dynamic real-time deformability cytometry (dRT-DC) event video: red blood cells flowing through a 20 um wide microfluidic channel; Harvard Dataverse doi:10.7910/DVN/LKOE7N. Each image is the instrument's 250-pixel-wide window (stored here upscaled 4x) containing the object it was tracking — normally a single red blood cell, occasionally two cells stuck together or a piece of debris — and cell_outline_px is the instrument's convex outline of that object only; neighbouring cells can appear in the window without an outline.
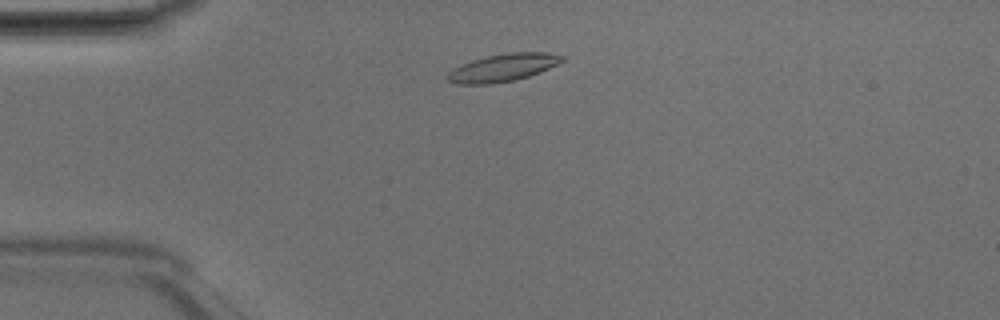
{"species": "Egyptian fruit bat (a non-hibernating species)", "species_latin": "Rousettus aegyptiacus", "temperature_condition": "room temperature", "stored_images_in_passage": 42, "camera_frame_rate_fps": 3000, "um_per_image_px": 0.085, "animal": {"sex": "male"}, "frame": {"image": 1, "passage_image": 5, "time_ms": 1.333, "image_size_px": [1000, 320], "cell_outline_px": [[564, 60], [540, 72], [516, 80], [492, 84], [456, 84], [448, 80], [444, 76], [448, 72], [472, 60], [488, 56], [508, 52], [548, 52], [564, 56]], "centroid_in_image_um": [42.75, 5.75], "position_along_channel_um": 42.3, "area_um2": 18.32}}
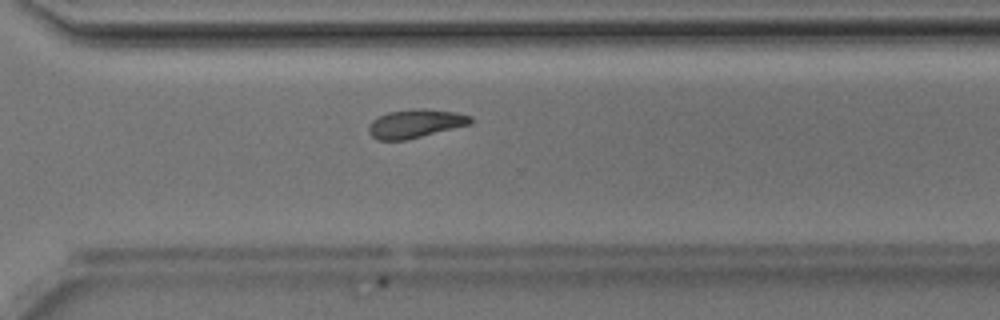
{"frame": {"image": 2, "passage_image": 28, "time_ms": 9.0, "image_size_px": [1000, 320], "cell_outline_px": [[472, 124], [404, 140], [380, 140], [372, 136], [368, 132], [368, 128], [372, 120], [388, 112], [412, 108], [424, 108], [456, 112], [472, 116]], "centroid_in_image_um": [35.33, 10.49], "position_along_channel_um": 335.3, "area_um2": 16.94}}
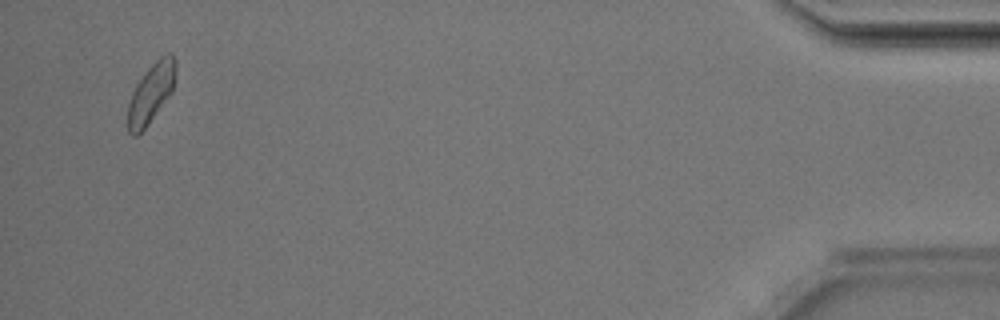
{"frame": {"image": 3, "passage_image": 40, "time_ms": 13.0, "image_size_px": [1000, 320], "cell_outline_px": [[176, 72], [172, 92], [148, 124], [136, 136], [132, 136], [128, 132], [128, 104], [132, 92], [136, 84], [148, 68], [160, 56], [168, 52], [176, 60]], "centroid_in_image_um": [12.84, 7.9], "position_along_channel_um": 422.4, "area_um2": 16.47}, "authors_computed_cell_mechanics": {"area_um2": 16.9354, "velocity_mm_per_s": 4.1623, "shape_relaxation_time_tau1_ms": 4.296, "shape_relaxation_time_tau2_ms": null, "deformation_change_tau1": 0.1315, "deformation_change_tau2": null}}